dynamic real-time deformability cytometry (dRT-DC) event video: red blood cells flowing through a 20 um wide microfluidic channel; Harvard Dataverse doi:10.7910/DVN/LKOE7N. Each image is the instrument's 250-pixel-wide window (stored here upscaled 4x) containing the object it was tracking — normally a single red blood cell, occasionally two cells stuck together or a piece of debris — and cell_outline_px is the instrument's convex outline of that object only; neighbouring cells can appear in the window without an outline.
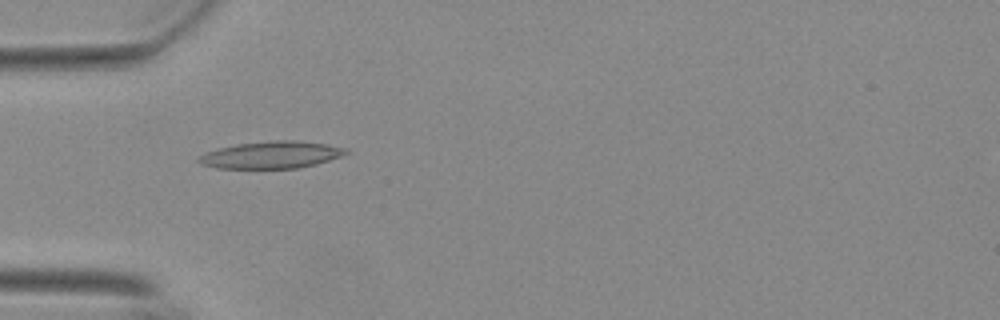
{"species": "Egyptian fruit bat (a non-hibernating species)", "species_latin": "Rousettus aegyptiacus", "temperature_condition": "warm", "stored_images_in_passage": 42, "camera_frame_rate_fps": 3000, "um_per_image_px": 0.085, "animal": {"sex": "female"}, "frame": {"image": 1, "passage_image": 4, "time_ms": 1.0, "image_size_px": [1000, 320], "cell_outline_px": [[352, 152], [316, 164], [300, 168], [216, 168], [200, 164], [196, 160], [204, 152], [236, 144], [272, 140], [292, 140], [324, 144], [348, 148]], "centroid_in_image_um": [23.06, 13.16], "position_along_channel_um": 61.9, "area_um2": 23.24}}
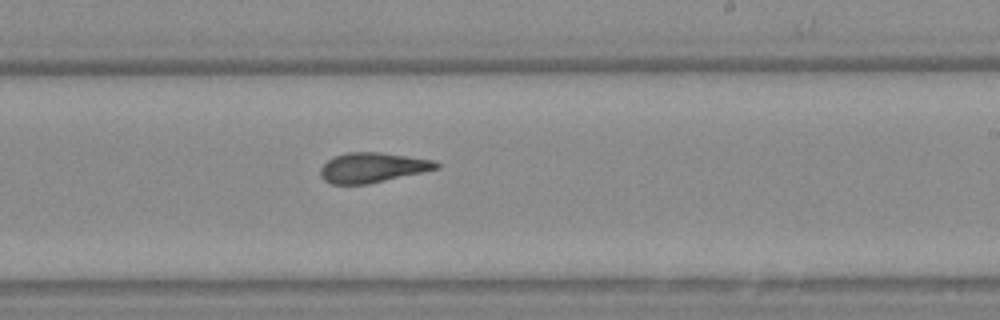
{"frame": {"image": 2, "passage_image": 20, "time_ms": 6.333, "image_size_px": [1000, 320], "cell_outline_px": [[440, 168], [368, 184], [332, 184], [324, 180], [320, 176], [320, 168], [332, 156], [348, 152], [380, 152], [436, 160], [440, 164]], "centroid_in_image_um": [31.66, 14.23], "position_along_channel_um": 257.3, "area_um2": 20.29}}
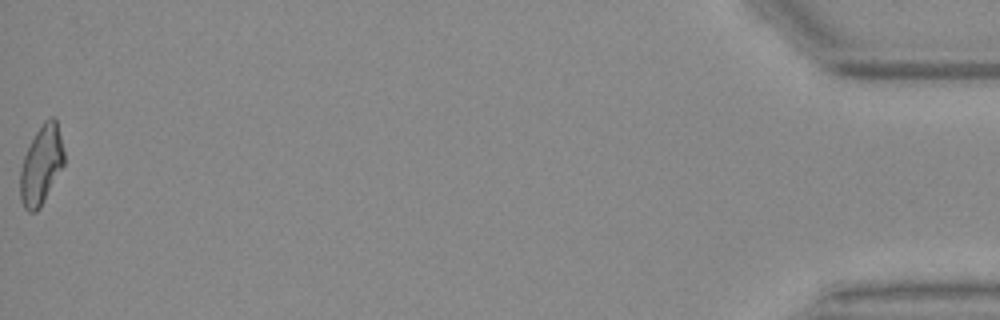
{"frame": {"image": 3, "passage_image": 42, "time_ms": 13.667, "image_size_px": [1000, 320], "cell_outline_px": [[64, 164], [40, 208], [36, 212], [28, 212], [24, 208], [20, 200], [20, 168], [24, 156], [36, 132], [44, 120], [48, 116], [52, 116], [56, 120], [64, 152]], "centroid_in_image_um": [3.49, 14.05], "position_along_channel_um": 431.7, "area_um2": 20.06}, "authors_computed_cell_mechanics": {"area_um2": 20.4323, "velocity_mm_per_s": 3.7146, "shape_relaxation_time_tau1_ms": 9.4218, "shape_relaxation_time_tau2_ms": 2.4122, "deformation_change_tau1": 0.263, "deformation_change_tau2": 0.1195}}